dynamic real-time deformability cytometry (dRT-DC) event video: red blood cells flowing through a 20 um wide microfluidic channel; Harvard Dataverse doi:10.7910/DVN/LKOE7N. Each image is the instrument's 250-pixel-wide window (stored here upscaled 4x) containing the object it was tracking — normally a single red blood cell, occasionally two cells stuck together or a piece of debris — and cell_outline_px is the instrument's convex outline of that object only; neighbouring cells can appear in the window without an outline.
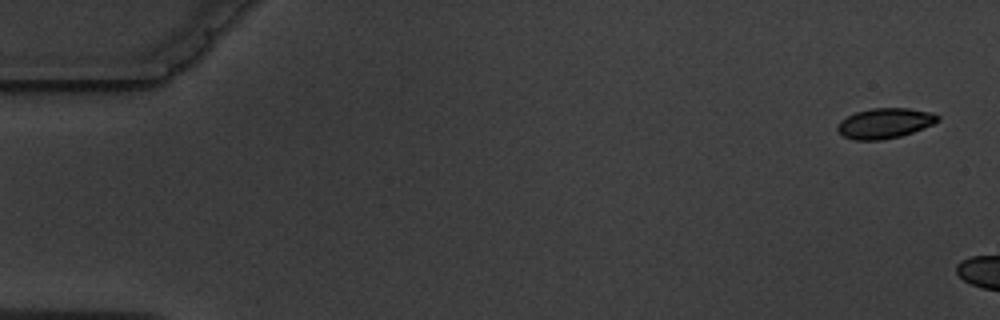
{"species": "common noctule bat (a hibernating species)", "species_latin": "Nyctalus noctula", "temperature_condition": "warm", "stored_images_in_passage": 2, "camera_frame_rate_fps": 3000, "um_per_image_px": 0.085, "animal": {"sex": "male", "body_mass_g": 19.5, "forearm_length_mm": 54.6}, "frame": {"image": 1, "passage_image": 1, "time_ms": 0.0, "image_size_px": [1000, 320], "cell_outline_px": [[940, 120], [932, 124], [912, 132], [900, 136], [880, 140], [856, 140], [844, 136], [836, 128], [836, 124], [840, 120], [856, 112], [872, 108], [908, 108], [932, 112], [940, 116]], "centroid_in_image_um": [75.2, 10.46], "position_along_channel_um": 9.8, "area_um2": 17.57}}